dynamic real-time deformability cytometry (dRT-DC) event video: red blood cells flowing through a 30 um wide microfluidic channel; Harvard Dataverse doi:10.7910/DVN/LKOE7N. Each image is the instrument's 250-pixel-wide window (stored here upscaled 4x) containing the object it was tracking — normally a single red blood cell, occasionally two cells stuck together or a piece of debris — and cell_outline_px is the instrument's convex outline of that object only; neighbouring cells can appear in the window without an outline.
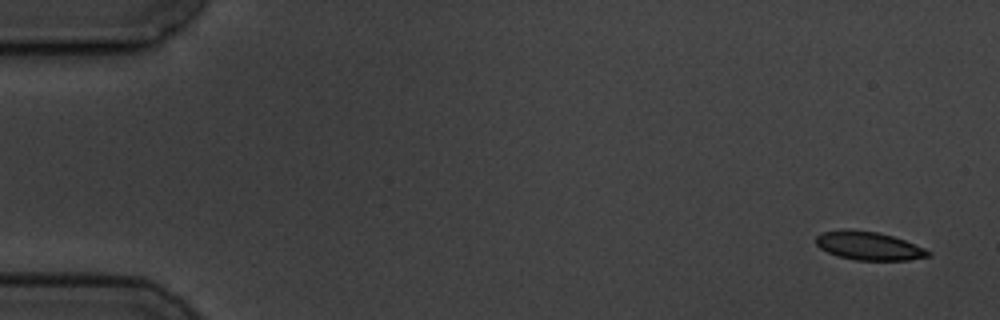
{"species": "common noctule bat (a hibernating species)", "species_latin": "Nyctalus noctula", "temperature_condition": "cold", "stored_images_in_passage": 7, "camera_frame_rate_fps": 3000, "um_per_image_px": 0.085, "animal": {"sex": "male", "body_mass_g": 19.5, "forearm_length_mm": 54.6}, "frame": {"image": 1, "passage_image": 7, "time_ms": 7.667, "image_size_px": [1000, 320], "cell_outline_px": [[932, 256], [908, 260], [856, 260], [840, 256], [828, 252], [820, 248], [816, 244], [816, 236], [824, 232], [876, 232], [892, 236], [904, 240], [924, 248], [932, 252]], "centroid_in_image_um": [73.93, 20.95], "position_along_channel_um": 11.1, "area_um2": 17.74}}